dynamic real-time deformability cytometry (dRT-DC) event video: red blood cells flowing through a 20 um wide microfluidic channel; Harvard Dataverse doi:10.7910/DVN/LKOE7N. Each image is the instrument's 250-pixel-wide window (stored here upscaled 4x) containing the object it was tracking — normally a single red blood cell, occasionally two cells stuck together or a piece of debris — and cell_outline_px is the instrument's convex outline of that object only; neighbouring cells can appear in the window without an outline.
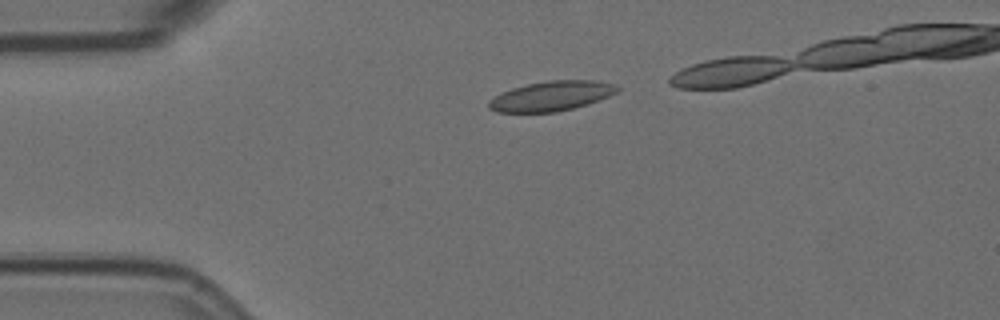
{"species": "Egyptian fruit bat (a non-hibernating species)", "species_latin": "Rousettus aegyptiacus", "temperature_condition": "room temperature", "stored_images_in_passage": 4, "camera_frame_rate_fps": 3000, "um_per_image_px": 0.085, "animal": {"sex": "female"}, "frame": {"image": 1, "passage_image": 1, "time_ms": 0.0, "image_size_px": [1000, 320], "cell_outline_px": [[620, 88], [616, 92], [608, 96], [588, 104], [556, 112], [496, 112], [488, 108], [488, 100], [512, 88], [528, 84], [548, 80], [592, 80], [616, 84]], "centroid_in_image_um": [46.87, 8.16], "position_along_channel_um": 38.1, "area_um2": 22.14}}